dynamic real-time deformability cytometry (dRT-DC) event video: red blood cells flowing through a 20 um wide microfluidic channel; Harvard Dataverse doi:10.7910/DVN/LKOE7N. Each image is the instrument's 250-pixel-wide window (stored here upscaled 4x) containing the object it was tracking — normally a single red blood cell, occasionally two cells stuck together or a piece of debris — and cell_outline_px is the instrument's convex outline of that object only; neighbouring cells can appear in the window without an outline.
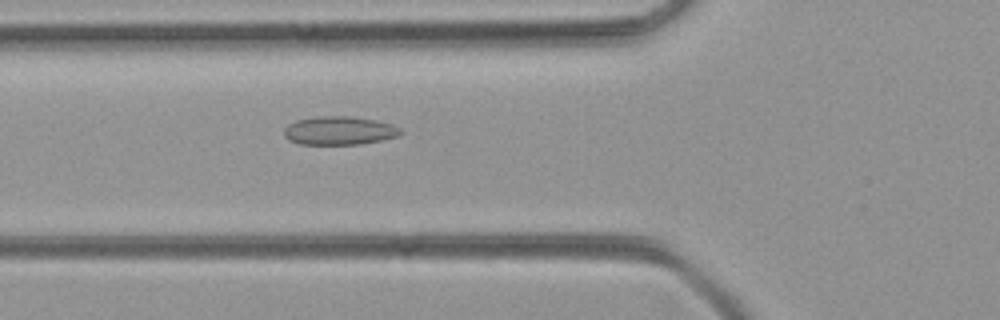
{"species": "common noctule bat (a hibernating species)", "species_latin": "Nyctalus noctula", "temperature_condition": "room temperature", "stored_images_in_passage": 5, "camera_frame_rate_fps": 3000, "um_per_image_px": 0.085, "animal": {"sex": "female", "body_mass_g": 21.9}, "frame": {"image": 1, "passage_image": 5, "time_ms": 1.333, "image_size_px": [1000, 320], "cell_outline_px": [[404, 132], [400, 136], [360, 144], [300, 144], [288, 140], [284, 136], [284, 128], [288, 124], [296, 120], [316, 116], [348, 116], [376, 120], [392, 124], [400, 128]], "centroid_in_image_um": [28.84, 11.1], "position_along_channel_um": 97.0, "area_um2": 19.48}}